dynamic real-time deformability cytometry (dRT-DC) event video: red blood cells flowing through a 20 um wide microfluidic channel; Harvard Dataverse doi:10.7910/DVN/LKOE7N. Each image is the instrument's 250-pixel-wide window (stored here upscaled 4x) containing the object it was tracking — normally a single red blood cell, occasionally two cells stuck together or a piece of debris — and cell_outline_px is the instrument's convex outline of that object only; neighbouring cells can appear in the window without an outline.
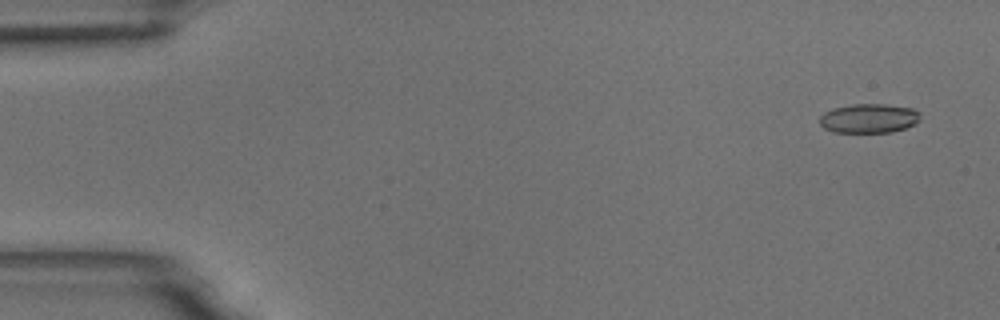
{"species": "common noctule bat (a hibernating species)", "species_latin": "Nyctalus noctula", "temperature_condition": "room temperature", "stored_images_in_passage": 17, "camera_frame_rate_fps": 3000, "um_per_image_px": 0.085, "animal": {"sex": "male", "body_mass_g": 18.8}, "frame": {"image": 1, "passage_image": 3, "time_ms": 0.667, "image_size_px": [1000, 320], "cell_outline_px": [[920, 120], [916, 124], [892, 132], [832, 132], [824, 128], [820, 124], [820, 116], [824, 112], [832, 108], [852, 104], [884, 104], [912, 108], [920, 112]], "centroid_in_image_um": [73.86, 10.06], "position_along_channel_um": 11.1, "area_um2": 17.28}}